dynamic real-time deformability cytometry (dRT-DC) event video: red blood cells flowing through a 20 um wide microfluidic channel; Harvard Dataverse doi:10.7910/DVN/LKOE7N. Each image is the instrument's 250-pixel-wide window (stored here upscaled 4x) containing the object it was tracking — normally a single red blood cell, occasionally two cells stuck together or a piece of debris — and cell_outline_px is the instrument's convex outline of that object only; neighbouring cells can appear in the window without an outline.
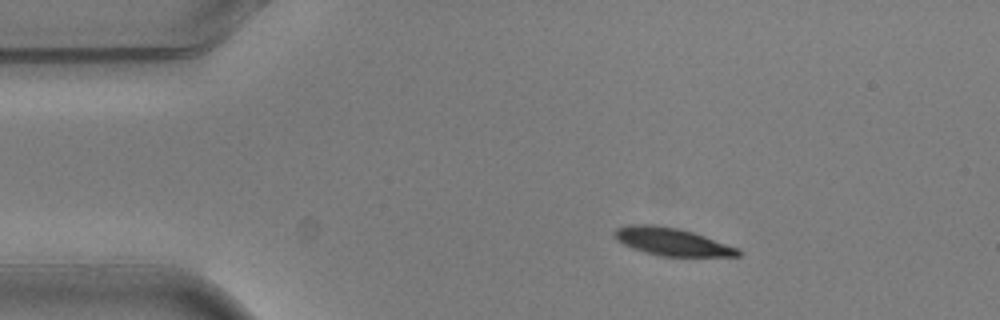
{"species": "common noctule bat (a hibernating species)", "species_latin": "Nyctalus noctula", "temperature_condition": "warm", "stored_images_in_passage": 8, "camera_frame_rate_fps": 3000, "um_per_image_px": 0.085, "animal": {"sex": "male", "body_mass_g": 20.5, "forearm_length_mm": 52.5}, "frame": {"image": 1, "passage_image": 1, "time_ms": 0.0, "image_size_px": [1000, 320], "cell_outline_px": [[744, 252], [740, 256], [660, 256], [644, 252], [632, 248], [616, 240], [612, 236], [612, 232], [616, 228], [628, 224], [652, 224], [676, 228], [692, 232], [740, 248]], "centroid_in_image_um": [57.09, 20.54], "position_along_channel_um": 27.9, "area_um2": 20.11}}
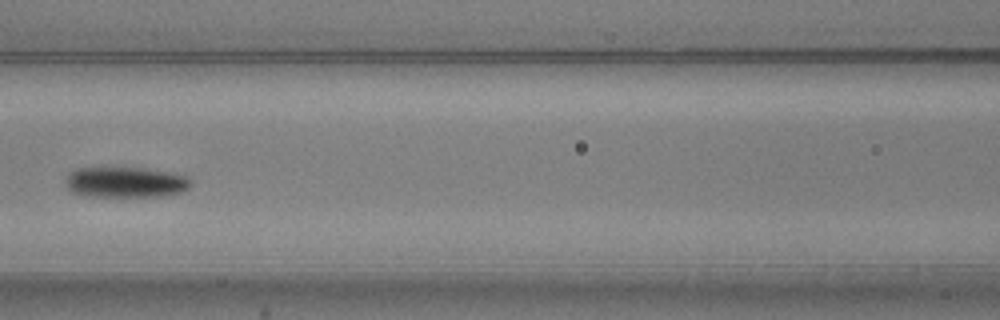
{"frame": {"image": 2, "passage_image": 5, "time_ms": 1.333, "image_size_px": [1000, 320], "cell_outline_px": [[192, 184], [184, 192], [164, 196], [84, 196], [72, 192], [64, 184], [64, 180], [68, 172], [76, 168], [144, 168], [168, 172], [188, 176], [192, 180]], "centroid_in_image_um": [10.66, 15.49], "position_along_channel_um": 155.9, "area_um2": 22.66}}
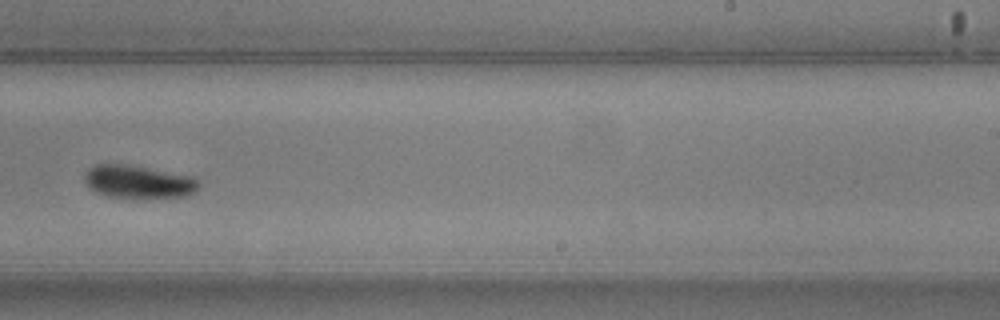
{"frame": {"image": 3, "passage_image": 8, "time_ms": 2.333, "image_size_px": [1000, 320], "cell_outline_px": [[200, 184], [196, 192], [188, 196], [108, 196], [96, 192], [88, 188], [84, 180], [84, 172], [88, 168], [96, 164], [120, 164], [192, 176]], "centroid_in_image_um": [11.71, 15.44], "position_along_channel_um": 277.3, "area_um2": 21.27}}